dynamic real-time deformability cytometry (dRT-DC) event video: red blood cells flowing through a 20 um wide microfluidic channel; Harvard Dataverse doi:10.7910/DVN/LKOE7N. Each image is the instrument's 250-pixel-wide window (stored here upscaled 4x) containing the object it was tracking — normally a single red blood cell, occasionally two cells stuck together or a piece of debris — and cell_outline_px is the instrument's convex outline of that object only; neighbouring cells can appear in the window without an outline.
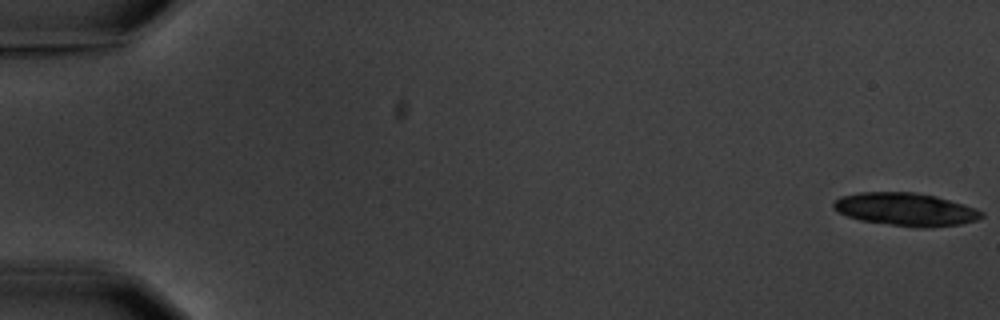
{"species": "common noctule bat (a hibernating species)", "species_latin": "Nyctalus noctula", "temperature_condition": "warm", "stored_images_in_passage": 5, "camera_frame_rate_fps": 3000, "um_per_image_px": 0.085, "animal": {"sex": "male", "body_mass_g": 20.1, "forearm_length_mm": 53.5}, "frame": {"image": 1, "passage_image": 1, "time_ms": 0.0, "image_size_px": [1000, 320], "cell_outline_px": [[984, 216], [976, 220], [960, 224], [928, 228], [916, 228], [860, 220], [848, 216], [832, 208], [832, 204], [840, 196], [860, 192], [916, 192], [936, 196], [964, 204], [976, 208], [984, 212]], "centroid_in_image_um": [77.01, 17.79], "position_along_channel_um": 8.0, "area_um2": 28.55}}